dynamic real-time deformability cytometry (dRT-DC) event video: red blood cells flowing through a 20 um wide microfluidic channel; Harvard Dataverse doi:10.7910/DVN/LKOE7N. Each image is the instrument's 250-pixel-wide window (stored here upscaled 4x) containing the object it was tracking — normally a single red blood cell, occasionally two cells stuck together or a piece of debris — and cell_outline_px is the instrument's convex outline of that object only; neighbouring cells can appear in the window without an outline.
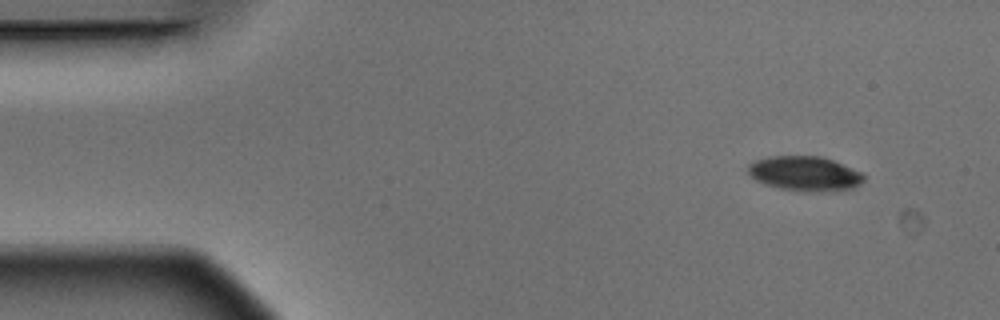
{"species": "Egyptian fruit bat (a non-hibernating species)", "species_latin": "Rousettus aegyptiacus", "temperature_condition": "warm", "stored_images_in_passage": 5, "segment_of_instrument_passage": [1, 2], "camera_frame_rate_fps": 3000, "um_per_image_px": 0.085, "animal": {"sex": "male"}, "frame": {"image": 1, "passage_image": 1, "time_ms": 0.0, "image_size_px": [1000, 320], "cell_outline_px": [[864, 180], [856, 188], [836, 192], [804, 192], [780, 188], [764, 184], [756, 180], [748, 172], [748, 164], [756, 160], [768, 156], [820, 156], [832, 160], [860, 172], [864, 176]], "centroid_in_image_um": [68.43, 14.78], "position_along_channel_um": 16.6, "area_um2": 23.64}}